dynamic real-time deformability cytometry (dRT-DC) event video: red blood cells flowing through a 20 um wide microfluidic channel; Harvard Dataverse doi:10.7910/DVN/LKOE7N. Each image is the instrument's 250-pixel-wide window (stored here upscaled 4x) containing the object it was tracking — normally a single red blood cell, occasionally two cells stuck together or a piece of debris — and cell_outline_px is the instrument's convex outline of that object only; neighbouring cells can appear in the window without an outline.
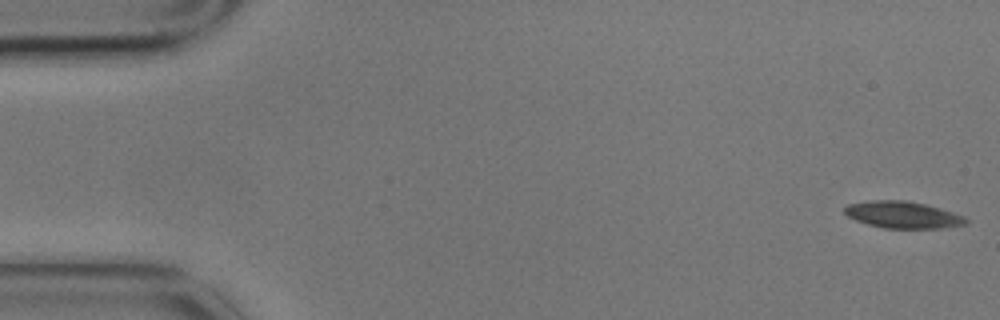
{"species": "common noctule bat (a hibernating species)", "species_latin": "Nyctalus noctula", "temperature_condition": "cold", "stored_images_in_passage": 5, "camera_frame_rate_fps": 3000, "um_per_image_px": 0.085, "animal": {"sex": "male", "body_mass_g": 17.9}, "frame": {"image": 1, "passage_image": 1, "time_ms": 0.0, "image_size_px": [1000, 320], "cell_outline_px": [[968, 224], [944, 228], [884, 228], [868, 224], [856, 220], [848, 216], [844, 212], [844, 208], [848, 204], [872, 200], [904, 200], [924, 204], [940, 208], [964, 216], [968, 220]], "centroid_in_image_um": [76.76, 18.26], "position_along_channel_um": 8.2, "area_um2": 18.9}}
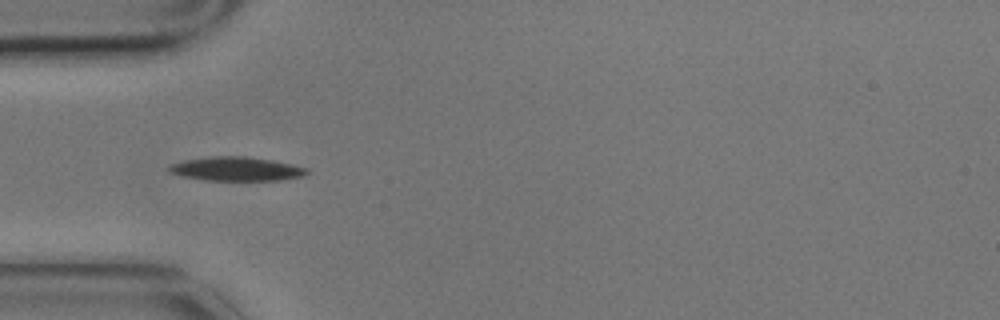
{"frame": {"image": 2, "passage_image": 5, "time_ms": 1.333, "image_size_px": [1000, 320], "cell_outline_px": [[308, 172], [304, 176], [280, 180], [204, 180], [180, 176], [168, 172], [168, 168], [172, 164], [184, 160], [212, 156], [248, 156], [272, 160], [292, 164], [308, 168]], "centroid_in_image_um": [20.09, 14.35], "position_along_channel_um": 64.9, "area_um2": 19.31}}